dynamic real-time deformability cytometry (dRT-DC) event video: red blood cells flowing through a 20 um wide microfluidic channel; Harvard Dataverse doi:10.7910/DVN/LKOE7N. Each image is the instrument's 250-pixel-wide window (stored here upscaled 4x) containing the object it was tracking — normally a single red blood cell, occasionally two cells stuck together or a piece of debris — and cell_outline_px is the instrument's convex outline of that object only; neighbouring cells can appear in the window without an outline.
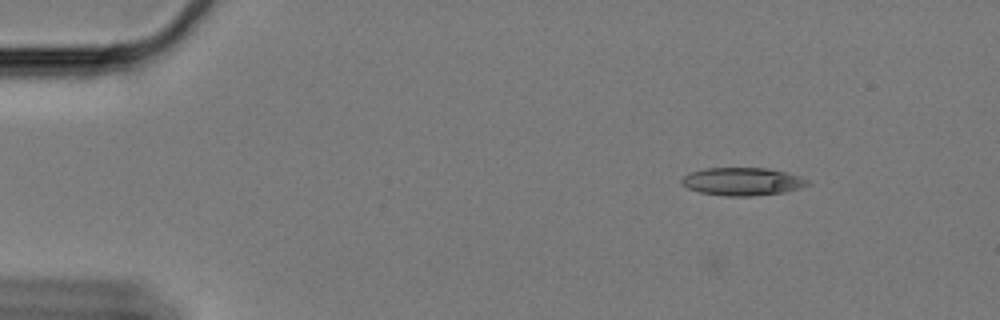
{"species": "Egyptian fruit bat (a non-hibernating species)", "species_latin": "Rousettus aegyptiacus", "temperature_condition": "cold", "stored_images_in_passage": 4, "camera_frame_rate_fps": 3000, "um_per_image_px": 0.085, "animal": {"sex": "female"}, "frame": {"image": 1, "passage_image": 4, "time_ms": 1.0, "image_size_px": [1000, 320], "cell_outline_px": [[812, 184], [800, 188], [784, 192], [752, 196], [724, 196], [700, 192], [688, 188], [680, 184], [680, 180], [688, 172], [704, 168], [764, 168], [784, 172], [800, 176], [808, 180]], "centroid_in_image_um": [63.08, 15.43], "position_along_channel_um": 21.9, "area_um2": 20.58}}